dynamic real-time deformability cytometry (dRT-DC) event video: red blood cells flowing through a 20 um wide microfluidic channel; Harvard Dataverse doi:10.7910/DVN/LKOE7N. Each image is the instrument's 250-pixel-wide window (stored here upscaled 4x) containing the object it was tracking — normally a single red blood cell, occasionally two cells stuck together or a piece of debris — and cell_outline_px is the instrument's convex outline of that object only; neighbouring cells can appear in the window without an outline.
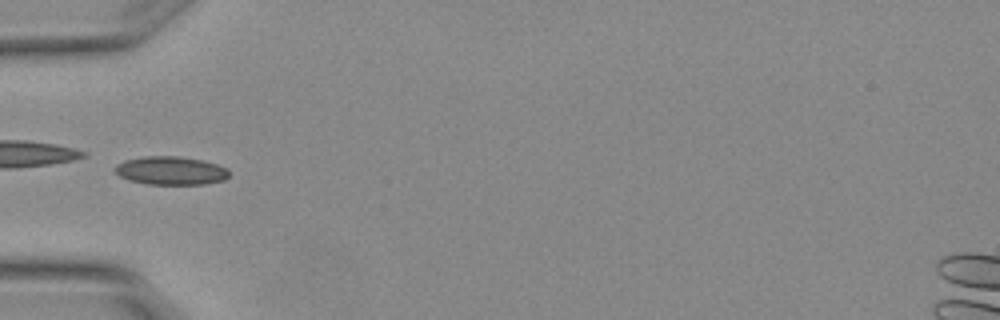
{"species": "Egyptian fruit bat (a non-hibernating species)", "species_latin": "Rousettus aegyptiacus", "temperature_condition": "warm", "stored_images_in_passage": 5, "camera_frame_rate_fps": 3000, "um_per_image_px": 0.085, "animal": {"sex": "female"}, "frame": {"image": 1, "passage_image": 5, "time_ms": 1.333, "image_size_px": [1000, 320], "cell_outline_px": [[228, 176], [224, 180], [204, 184], [148, 184], [128, 180], [120, 176], [116, 172], [116, 164], [124, 160], [144, 156], [180, 156], [200, 160], [216, 164], [228, 168]], "centroid_in_image_um": [14.51, 14.5], "position_along_channel_um": 70.5, "area_um2": 18.79}}